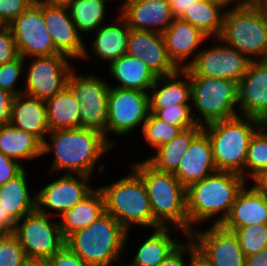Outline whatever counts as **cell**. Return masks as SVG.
I'll return each mask as SVG.
<instances>
[{
	"mask_svg": "<svg viewBox=\"0 0 267 266\" xmlns=\"http://www.w3.org/2000/svg\"><path fill=\"white\" fill-rule=\"evenodd\" d=\"M47 136L42 154L53 151L51 172L91 176L98 161L113 147L101 133L81 127L49 131Z\"/></svg>",
	"mask_w": 267,
	"mask_h": 266,
	"instance_id": "obj_1",
	"label": "cell"
},
{
	"mask_svg": "<svg viewBox=\"0 0 267 266\" xmlns=\"http://www.w3.org/2000/svg\"><path fill=\"white\" fill-rule=\"evenodd\" d=\"M246 184L248 181L241 175L224 171H216L191 184L186 189L188 235L205 221L213 220V225H221Z\"/></svg>",
	"mask_w": 267,
	"mask_h": 266,
	"instance_id": "obj_2",
	"label": "cell"
},
{
	"mask_svg": "<svg viewBox=\"0 0 267 266\" xmlns=\"http://www.w3.org/2000/svg\"><path fill=\"white\" fill-rule=\"evenodd\" d=\"M130 167L142 178L154 219L162 227H175L188 236L186 188L173 173L160 172L145 159Z\"/></svg>",
	"mask_w": 267,
	"mask_h": 266,
	"instance_id": "obj_3",
	"label": "cell"
},
{
	"mask_svg": "<svg viewBox=\"0 0 267 266\" xmlns=\"http://www.w3.org/2000/svg\"><path fill=\"white\" fill-rule=\"evenodd\" d=\"M129 232L111 215L103 213L86 228L65 239V244L88 266H110L128 253Z\"/></svg>",
	"mask_w": 267,
	"mask_h": 266,
	"instance_id": "obj_4",
	"label": "cell"
},
{
	"mask_svg": "<svg viewBox=\"0 0 267 266\" xmlns=\"http://www.w3.org/2000/svg\"><path fill=\"white\" fill-rule=\"evenodd\" d=\"M235 4L226 8L218 39L252 61L267 60L266 9L246 0Z\"/></svg>",
	"mask_w": 267,
	"mask_h": 266,
	"instance_id": "obj_5",
	"label": "cell"
},
{
	"mask_svg": "<svg viewBox=\"0 0 267 266\" xmlns=\"http://www.w3.org/2000/svg\"><path fill=\"white\" fill-rule=\"evenodd\" d=\"M261 126V120L243 115L203 126L211 142L217 171L236 173L245 179L249 142Z\"/></svg>",
	"mask_w": 267,
	"mask_h": 266,
	"instance_id": "obj_6",
	"label": "cell"
},
{
	"mask_svg": "<svg viewBox=\"0 0 267 266\" xmlns=\"http://www.w3.org/2000/svg\"><path fill=\"white\" fill-rule=\"evenodd\" d=\"M104 196L105 213L114 217L128 232L130 227H162L153 216L146 186L131 168L116 182L99 187Z\"/></svg>",
	"mask_w": 267,
	"mask_h": 266,
	"instance_id": "obj_7",
	"label": "cell"
},
{
	"mask_svg": "<svg viewBox=\"0 0 267 266\" xmlns=\"http://www.w3.org/2000/svg\"><path fill=\"white\" fill-rule=\"evenodd\" d=\"M191 102L196 114L195 121L200 126L222 121L238 115L237 83L229 79L206 76H189ZM201 118V119H200Z\"/></svg>",
	"mask_w": 267,
	"mask_h": 266,
	"instance_id": "obj_8",
	"label": "cell"
},
{
	"mask_svg": "<svg viewBox=\"0 0 267 266\" xmlns=\"http://www.w3.org/2000/svg\"><path fill=\"white\" fill-rule=\"evenodd\" d=\"M74 71L75 67L69 73L66 86L81 105L80 127L97 131L106 138L110 84L95 74L82 76Z\"/></svg>",
	"mask_w": 267,
	"mask_h": 266,
	"instance_id": "obj_9",
	"label": "cell"
},
{
	"mask_svg": "<svg viewBox=\"0 0 267 266\" xmlns=\"http://www.w3.org/2000/svg\"><path fill=\"white\" fill-rule=\"evenodd\" d=\"M150 113L149 92L121 89L110 85L108 93V120L106 140L113 146L107 136L128 135L135 128L142 129Z\"/></svg>",
	"mask_w": 267,
	"mask_h": 266,
	"instance_id": "obj_10",
	"label": "cell"
},
{
	"mask_svg": "<svg viewBox=\"0 0 267 266\" xmlns=\"http://www.w3.org/2000/svg\"><path fill=\"white\" fill-rule=\"evenodd\" d=\"M35 209L16 222L13 234L27 257L49 258L65 245L59 220Z\"/></svg>",
	"mask_w": 267,
	"mask_h": 266,
	"instance_id": "obj_11",
	"label": "cell"
},
{
	"mask_svg": "<svg viewBox=\"0 0 267 266\" xmlns=\"http://www.w3.org/2000/svg\"><path fill=\"white\" fill-rule=\"evenodd\" d=\"M69 60V61H68ZM63 54L33 57L28 63L23 94L46 101L61 91L73 69Z\"/></svg>",
	"mask_w": 267,
	"mask_h": 266,
	"instance_id": "obj_12",
	"label": "cell"
},
{
	"mask_svg": "<svg viewBox=\"0 0 267 266\" xmlns=\"http://www.w3.org/2000/svg\"><path fill=\"white\" fill-rule=\"evenodd\" d=\"M16 48L24 59L28 56H49L58 54L46 28L42 3L36 0L8 25Z\"/></svg>",
	"mask_w": 267,
	"mask_h": 266,
	"instance_id": "obj_13",
	"label": "cell"
},
{
	"mask_svg": "<svg viewBox=\"0 0 267 266\" xmlns=\"http://www.w3.org/2000/svg\"><path fill=\"white\" fill-rule=\"evenodd\" d=\"M215 40L219 43L205 50L199 48L195 60L185 70L189 76L229 79L238 83L248 71L252 60L220 39Z\"/></svg>",
	"mask_w": 267,
	"mask_h": 266,
	"instance_id": "obj_14",
	"label": "cell"
},
{
	"mask_svg": "<svg viewBox=\"0 0 267 266\" xmlns=\"http://www.w3.org/2000/svg\"><path fill=\"white\" fill-rule=\"evenodd\" d=\"M90 177L64 173L35 193L36 209L49 216H62L95 189L89 185Z\"/></svg>",
	"mask_w": 267,
	"mask_h": 266,
	"instance_id": "obj_15",
	"label": "cell"
},
{
	"mask_svg": "<svg viewBox=\"0 0 267 266\" xmlns=\"http://www.w3.org/2000/svg\"><path fill=\"white\" fill-rule=\"evenodd\" d=\"M211 225L205 231L198 228L189 234L196 248L212 266H245L246 256L236 234L220 224Z\"/></svg>",
	"mask_w": 267,
	"mask_h": 266,
	"instance_id": "obj_16",
	"label": "cell"
},
{
	"mask_svg": "<svg viewBox=\"0 0 267 266\" xmlns=\"http://www.w3.org/2000/svg\"><path fill=\"white\" fill-rule=\"evenodd\" d=\"M43 17L58 53L69 59H89L85 41L79 34L67 7L51 6L42 3Z\"/></svg>",
	"mask_w": 267,
	"mask_h": 266,
	"instance_id": "obj_17",
	"label": "cell"
},
{
	"mask_svg": "<svg viewBox=\"0 0 267 266\" xmlns=\"http://www.w3.org/2000/svg\"><path fill=\"white\" fill-rule=\"evenodd\" d=\"M236 94L239 115L259 120L267 115V60L251 62L237 83Z\"/></svg>",
	"mask_w": 267,
	"mask_h": 266,
	"instance_id": "obj_18",
	"label": "cell"
},
{
	"mask_svg": "<svg viewBox=\"0 0 267 266\" xmlns=\"http://www.w3.org/2000/svg\"><path fill=\"white\" fill-rule=\"evenodd\" d=\"M126 54L141 58L157 77L179 70L169 58L161 33L130 29Z\"/></svg>",
	"mask_w": 267,
	"mask_h": 266,
	"instance_id": "obj_19",
	"label": "cell"
},
{
	"mask_svg": "<svg viewBox=\"0 0 267 266\" xmlns=\"http://www.w3.org/2000/svg\"><path fill=\"white\" fill-rule=\"evenodd\" d=\"M118 11L130 29L161 34L175 19L168 0H125Z\"/></svg>",
	"mask_w": 267,
	"mask_h": 266,
	"instance_id": "obj_20",
	"label": "cell"
},
{
	"mask_svg": "<svg viewBox=\"0 0 267 266\" xmlns=\"http://www.w3.org/2000/svg\"><path fill=\"white\" fill-rule=\"evenodd\" d=\"M162 35L169 58L179 70L187 69L200 51L198 48L205 40H210L201 30L181 18H175Z\"/></svg>",
	"mask_w": 267,
	"mask_h": 266,
	"instance_id": "obj_21",
	"label": "cell"
},
{
	"mask_svg": "<svg viewBox=\"0 0 267 266\" xmlns=\"http://www.w3.org/2000/svg\"><path fill=\"white\" fill-rule=\"evenodd\" d=\"M217 171L208 135L202 130L191 142L185 155L173 173L187 189Z\"/></svg>",
	"mask_w": 267,
	"mask_h": 266,
	"instance_id": "obj_22",
	"label": "cell"
},
{
	"mask_svg": "<svg viewBox=\"0 0 267 266\" xmlns=\"http://www.w3.org/2000/svg\"><path fill=\"white\" fill-rule=\"evenodd\" d=\"M267 224V202L262 192L253 184H247L238 193L228 217L221 224L234 231L253 224Z\"/></svg>",
	"mask_w": 267,
	"mask_h": 266,
	"instance_id": "obj_23",
	"label": "cell"
},
{
	"mask_svg": "<svg viewBox=\"0 0 267 266\" xmlns=\"http://www.w3.org/2000/svg\"><path fill=\"white\" fill-rule=\"evenodd\" d=\"M10 124L36 136L43 143L49 133L45 101L25 94L15 96Z\"/></svg>",
	"mask_w": 267,
	"mask_h": 266,
	"instance_id": "obj_24",
	"label": "cell"
},
{
	"mask_svg": "<svg viewBox=\"0 0 267 266\" xmlns=\"http://www.w3.org/2000/svg\"><path fill=\"white\" fill-rule=\"evenodd\" d=\"M190 101L191 84L186 70L157 77L149 92L150 109H162L178 104L191 105Z\"/></svg>",
	"mask_w": 267,
	"mask_h": 266,
	"instance_id": "obj_25",
	"label": "cell"
},
{
	"mask_svg": "<svg viewBox=\"0 0 267 266\" xmlns=\"http://www.w3.org/2000/svg\"><path fill=\"white\" fill-rule=\"evenodd\" d=\"M114 23L103 24L96 31L91 44V54L103 61L111 62L126 55L130 27L119 13ZM117 20V21H116Z\"/></svg>",
	"mask_w": 267,
	"mask_h": 266,
	"instance_id": "obj_26",
	"label": "cell"
},
{
	"mask_svg": "<svg viewBox=\"0 0 267 266\" xmlns=\"http://www.w3.org/2000/svg\"><path fill=\"white\" fill-rule=\"evenodd\" d=\"M108 67L112 78L118 82L114 87L121 89L149 92L157 79L141 58L127 54L108 64Z\"/></svg>",
	"mask_w": 267,
	"mask_h": 266,
	"instance_id": "obj_27",
	"label": "cell"
},
{
	"mask_svg": "<svg viewBox=\"0 0 267 266\" xmlns=\"http://www.w3.org/2000/svg\"><path fill=\"white\" fill-rule=\"evenodd\" d=\"M27 178L26 169H23L17 176L0 185V205L16 221L36 209V194H30Z\"/></svg>",
	"mask_w": 267,
	"mask_h": 266,
	"instance_id": "obj_28",
	"label": "cell"
},
{
	"mask_svg": "<svg viewBox=\"0 0 267 266\" xmlns=\"http://www.w3.org/2000/svg\"><path fill=\"white\" fill-rule=\"evenodd\" d=\"M105 213L104 196L97 187L82 201L61 216L60 229L66 239L73 232L86 228Z\"/></svg>",
	"mask_w": 267,
	"mask_h": 266,
	"instance_id": "obj_29",
	"label": "cell"
},
{
	"mask_svg": "<svg viewBox=\"0 0 267 266\" xmlns=\"http://www.w3.org/2000/svg\"><path fill=\"white\" fill-rule=\"evenodd\" d=\"M229 3L226 0H201L189 5L181 19L201 30L209 38H218Z\"/></svg>",
	"mask_w": 267,
	"mask_h": 266,
	"instance_id": "obj_30",
	"label": "cell"
},
{
	"mask_svg": "<svg viewBox=\"0 0 267 266\" xmlns=\"http://www.w3.org/2000/svg\"><path fill=\"white\" fill-rule=\"evenodd\" d=\"M202 130L203 126L200 125L181 130L175 138L158 147L156 152L145 160L157 171L174 173L192 140Z\"/></svg>",
	"mask_w": 267,
	"mask_h": 266,
	"instance_id": "obj_31",
	"label": "cell"
},
{
	"mask_svg": "<svg viewBox=\"0 0 267 266\" xmlns=\"http://www.w3.org/2000/svg\"><path fill=\"white\" fill-rule=\"evenodd\" d=\"M172 229L178 231V228L174 227L153 229L149 238L139 245V249L137 248L133 260L126 266H158L181 243L179 238H171Z\"/></svg>",
	"mask_w": 267,
	"mask_h": 266,
	"instance_id": "obj_32",
	"label": "cell"
},
{
	"mask_svg": "<svg viewBox=\"0 0 267 266\" xmlns=\"http://www.w3.org/2000/svg\"><path fill=\"white\" fill-rule=\"evenodd\" d=\"M42 145L36 136L16 129L12 124L0 126V152L22 165V161L43 156Z\"/></svg>",
	"mask_w": 267,
	"mask_h": 266,
	"instance_id": "obj_33",
	"label": "cell"
},
{
	"mask_svg": "<svg viewBox=\"0 0 267 266\" xmlns=\"http://www.w3.org/2000/svg\"><path fill=\"white\" fill-rule=\"evenodd\" d=\"M45 103L49 131L80 127L81 105L67 86Z\"/></svg>",
	"mask_w": 267,
	"mask_h": 266,
	"instance_id": "obj_34",
	"label": "cell"
},
{
	"mask_svg": "<svg viewBox=\"0 0 267 266\" xmlns=\"http://www.w3.org/2000/svg\"><path fill=\"white\" fill-rule=\"evenodd\" d=\"M106 7V0H72L67 9L79 34L83 36L92 34L106 22Z\"/></svg>",
	"mask_w": 267,
	"mask_h": 266,
	"instance_id": "obj_35",
	"label": "cell"
},
{
	"mask_svg": "<svg viewBox=\"0 0 267 266\" xmlns=\"http://www.w3.org/2000/svg\"><path fill=\"white\" fill-rule=\"evenodd\" d=\"M267 171V128L260 127L251 137L245 162V180L256 181ZM249 177V179H248Z\"/></svg>",
	"mask_w": 267,
	"mask_h": 266,
	"instance_id": "obj_36",
	"label": "cell"
},
{
	"mask_svg": "<svg viewBox=\"0 0 267 266\" xmlns=\"http://www.w3.org/2000/svg\"><path fill=\"white\" fill-rule=\"evenodd\" d=\"M181 130L179 126L170 125L149 113L140 131H142L145 141L156 150L175 138Z\"/></svg>",
	"mask_w": 267,
	"mask_h": 266,
	"instance_id": "obj_37",
	"label": "cell"
},
{
	"mask_svg": "<svg viewBox=\"0 0 267 266\" xmlns=\"http://www.w3.org/2000/svg\"><path fill=\"white\" fill-rule=\"evenodd\" d=\"M238 237L245 256L259 254L267 247V224H253L233 231Z\"/></svg>",
	"mask_w": 267,
	"mask_h": 266,
	"instance_id": "obj_38",
	"label": "cell"
},
{
	"mask_svg": "<svg viewBox=\"0 0 267 266\" xmlns=\"http://www.w3.org/2000/svg\"><path fill=\"white\" fill-rule=\"evenodd\" d=\"M192 105H172L162 109H150L160 120L174 126H179L182 130L197 126L192 112Z\"/></svg>",
	"mask_w": 267,
	"mask_h": 266,
	"instance_id": "obj_39",
	"label": "cell"
},
{
	"mask_svg": "<svg viewBox=\"0 0 267 266\" xmlns=\"http://www.w3.org/2000/svg\"><path fill=\"white\" fill-rule=\"evenodd\" d=\"M26 258L23 247L13 233L0 237V266H23Z\"/></svg>",
	"mask_w": 267,
	"mask_h": 266,
	"instance_id": "obj_40",
	"label": "cell"
},
{
	"mask_svg": "<svg viewBox=\"0 0 267 266\" xmlns=\"http://www.w3.org/2000/svg\"><path fill=\"white\" fill-rule=\"evenodd\" d=\"M26 59H24L21 55L17 58L13 59L10 62H6L0 65V88L6 90L13 95L17 96L23 94V90L17 89L16 82L22 78L20 75L22 71H24V65ZM21 77V78H20ZM16 88V90H15Z\"/></svg>",
	"mask_w": 267,
	"mask_h": 266,
	"instance_id": "obj_41",
	"label": "cell"
},
{
	"mask_svg": "<svg viewBox=\"0 0 267 266\" xmlns=\"http://www.w3.org/2000/svg\"><path fill=\"white\" fill-rule=\"evenodd\" d=\"M35 0H0V22L10 25Z\"/></svg>",
	"mask_w": 267,
	"mask_h": 266,
	"instance_id": "obj_42",
	"label": "cell"
},
{
	"mask_svg": "<svg viewBox=\"0 0 267 266\" xmlns=\"http://www.w3.org/2000/svg\"><path fill=\"white\" fill-rule=\"evenodd\" d=\"M19 53L14 37L8 26L0 29V65L17 58Z\"/></svg>",
	"mask_w": 267,
	"mask_h": 266,
	"instance_id": "obj_43",
	"label": "cell"
},
{
	"mask_svg": "<svg viewBox=\"0 0 267 266\" xmlns=\"http://www.w3.org/2000/svg\"><path fill=\"white\" fill-rule=\"evenodd\" d=\"M49 258L51 266H88L66 244Z\"/></svg>",
	"mask_w": 267,
	"mask_h": 266,
	"instance_id": "obj_44",
	"label": "cell"
},
{
	"mask_svg": "<svg viewBox=\"0 0 267 266\" xmlns=\"http://www.w3.org/2000/svg\"><path fill=\"white\" fill-rule=\"evenodd\" d=\"M24 166L0 152V185L17 176Z\"/></svg>",
	"mask_w": 267,
	"mask_h": 266,
	"instance_id": "obj_45",
	"label": "cell"
},
{
	"mask_svg": "<svg viewBox=\"0 0 267 266\" xmlns=\"http://www.w3.org/2000/svg\"><path fill=\"white\" fill-rule=\"evenodd\" d=\"M188 241L186 244L180 243L158 266H187V262H184L185 253L190 254V237L186 236ZM188 243V244H187Z\"/></svg>",
	"mask_w": 267,
	"mask_h": 266,
	"instance_id": "obj_46",
	"label": "cell"
},
{
	"mask_svg": "<svg viewBox=\"0 0 267 266\" xmlns=\"http://www.w3.org/2000/svg\"><path fill=\"white\" fill-rule=\"evenodd\" d=\"M14 98L15 95L0 88V126L10 124Z\"/></svg>",
	"mask_w": 267,
	"mask_h": 266,
	"instance_id": "obj_47",
	"label": "cell"
},
{
	"mask_svg": "<svg viewBox=\"0 0 267 266\" xmlns=\"http://www.w3.org/2000/svg\"><path fill=\"white\" fill-rule=\"evenodd\" d=\"M190 258L187 266H212L206 257L196 248L194 241L190 238Z\"/></svg>",
	"mask_w": 267,
	"mask_h": 266,
	"instance_id": "obj_48",
	"label": "cell"
},
{
	"mask_svg": "<svg viewBox=\"0 0 267 266\" xmlns=\"http://www.w3.org/2000/svg\"><path fill=\"white\" fill-rule=\"evenodd\" d=\"M201 0H168L174 18H181L187 11L189 5Z\"/></svg>",
	"mask_w": 267,
	"mask_h": 266,
	"instance_id": "obj_49",
	"label": "cell"
},
{
	"mask_svg": "<svg viewBox=\"0 0 267 266\" xmlns=\"http://www.w3.org/2000/svg\"><path fill=\"white\" fill-rule=\"evenodd\" d=\"M245 266H267V247L260 253L246 256Z\"/></svg>",
	"mask_w": 267,
	"mask_h": 266,
	"instance_id": "obj_50",
	"label": "cell"
},
{
	"mask_svg": "<svg viewBox=\"0 0 267 266\" xmlns=\"http://www.w3.org/2000/svg\"><path fill=\"white\" fill-rule=\"evenodd\" d=\"M16 220L9 214L5 213L4 209L0 205V225L7 233H13Z\"/></svg>",
	"mask_w": 267,
	"mask_h": 266,
	"instance_id": "obj_51",
	"label": "cell"
},
{
	"mask_svg": "<svg viewBox=\"0 0 267 266\" xmlns=\"http://www.w3.org/2000/svg\"><path fill=\"white\" fill-rule=\"evenodd\" d=\"M23 266H51L50 258L27 257Z\"/></svg>",
	"mask_w": 267,
	"mask_h": 266,
	"instance_id": "obj_52",
	"label": "cell"
},
{
	"mask_svg": "<svg viewBox=\"0 0 267 266\" xmlns=\"http://www.w3.org/2000/svg\"><path fill=\"white\" fill-rule=\"evenodd\" d=\"M39 3L51 5V6H64L67 7L72 0H36Z\"/></svg>",
	"mask_w": 267,
	"mask_h": 266,
	"instance_id": "obj_53",
	"label": "cell"
},
{
	"mask_svg": "<svg viewBox=\"0 0 267 266\" xmlns=\"http://www.w3.org/2000/svg\"><path fill=\"white\" fill-rule=\"evenodd\" d=\"M253 184L259 190H267V171L261 177H259L256 181H254Z\"/></svg>",
	"mask_w": 267,
	"mask_h": 266,
	"instance_id": "obj_54",
	"label": "cell"
},
{
	"mask_svg": "<svg viewBox=\"0 0 267 266\" xmlns=\"http://www.w3.org/2000/svg\"><path fill=\"white\" fill-rule=\"evenodd\" d=\"M247 2L267 9V0H246Z\"/></svg>",
	"mask_w": 267,
	"mask_h": 266,
	"instance_id": "obj_55",
	"label": "cell"
},
{
	"mask_svg": "<svg viewBox=\"0 0 267 266\" xmlns=\"http://www.w3.org/2000/svg\"><path fill=\"white\" fill-rule=\"evenodd\" d=\"M262 127L267 128V115L261 120Z\"/></svg>",
	"mask_w": 267,
	"mask_h": 266,
	"instance_id": "obj_56",
	"label": "cell"
},
{
	"mask_svg": "<svg viewBox=\"0 0 267 266\" xmlns=\"http://www.w3.org/2000/svg\"><path fill=\"white\" fill-rule=\"evenodd\" d=\"M7 234V232L0 225V237H3Z\"/></svg>",
	"mask_w": 267,
	"mask_h": 266,
	"instance_id": "obj_57",
	"label": "cell"
},
{
	"mask_svg": "<svg viewBox=\"0 0 267 266\" xmlns=\"http://www.w3.org/2000/svg\"><path fill=\"white\" fill-rule=\"evenodd\" d=\"M228 3H236V2H242V1H245V0H226Z\"/></svg>",
	"mask_w": 267,
	"mask_h": 266,
	"instance_id": "obj_58",
	"label": "cell"
},
{
	"mask_svg": "<svg viewBox=\"0 0 267 266\" xmlns=\"http://www.w3.org/2000/svg\"><path fill=\"white\" fill-rule=\"evenodd\" d=\"M262 194L264 195L266 202H267V190H260Z\"/></svg>",
	"mask_w": 267,
	"mask_h": 266,
	"instance_id": "obj_59",
	"label": "cell"
},
{
	"mask_svg": "<svg viewBox=\"0 0 267 266\" xmlns=\"http://www.w3.org/2000/svg\"><path fill=\"white\" fill-rule=\"evenodd\" d=\"M4 25L0 22V29L3 27Z\"/></svg>",
	"mask_w": 267,
	"mask_h": 266,
	"instance_id": "obj_60",
	"label": "cell"
}]
</instances>
